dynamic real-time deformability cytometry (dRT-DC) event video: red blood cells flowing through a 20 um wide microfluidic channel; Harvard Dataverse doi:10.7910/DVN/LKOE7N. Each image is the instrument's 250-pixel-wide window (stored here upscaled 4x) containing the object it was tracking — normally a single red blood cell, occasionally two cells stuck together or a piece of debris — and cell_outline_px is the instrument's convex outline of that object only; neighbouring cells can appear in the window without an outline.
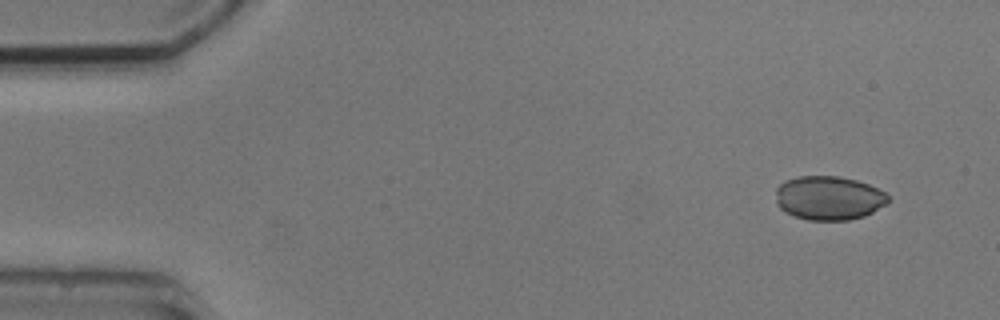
{"species": "common noctule bat (a hibernating species)", "species_latin": "Nyctalus noctula", "temperature_condition": "cold", "stored_images_in_passage": 5, "camera_frame_rate_fps": 3000, "um_per_image_px": 0.085, "animal": {"sex": "male", "body_mass_g": 20.5, "forearm_length_mm": 52.5}, "frame": {"image": 1, "passage_image": 1, "time_ms": 0.0, "image_size_px": [1000, 320], "cell_outline_px": [[892, 200], [888, 204], [864, 216], [848, 220], [808, 220], [784, 212], [776, 204], [776, 188], [784, 180], [796, 176], [840, 176], [856, 180], [868, 184], [884, 192]], "centroid_in_image_um": [70.44, 16.82], "position_along_channel_um": 14.6, "area_um2": 29.07}}